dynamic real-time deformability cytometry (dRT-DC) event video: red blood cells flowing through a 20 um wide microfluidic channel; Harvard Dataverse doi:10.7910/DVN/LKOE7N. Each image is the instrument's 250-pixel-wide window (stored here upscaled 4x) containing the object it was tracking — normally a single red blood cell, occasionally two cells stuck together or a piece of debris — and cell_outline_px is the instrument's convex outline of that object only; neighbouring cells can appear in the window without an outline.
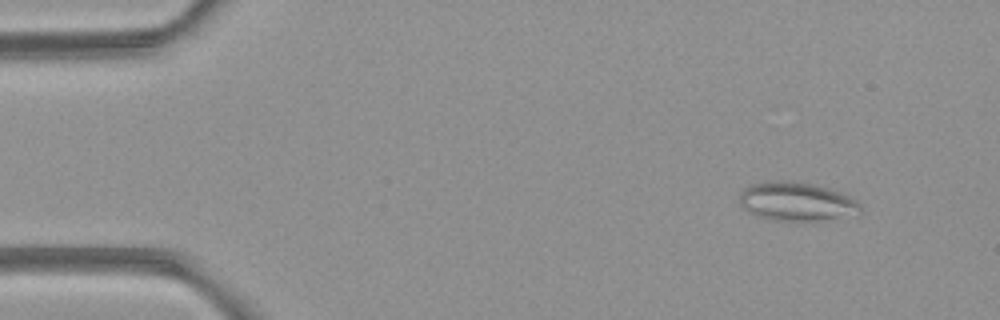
{"species": "common noctule bat (a hibernating species)", "species_latin": "Nyctalus noctula", "temperature_condition": "room temperature", "stored_images_in_passage": 8, "camera_frame_rate_fps": 3000, "um_per_image_px": 0.085, "animal": {"sex": "female", "body_mass_g": 21.9}, "frame": {"image": 1, "passage_image": 1, "time_ms": 0.0, "image_size_px": [1000, 320], "cell_outline_px": [[860, 212], [820, 220], [772, 220], [756, 216], [748, 212], [740, 204], [740, 192], [744, 188], [752, 184], [764, 180], [796, 180], [816, 184], [844, 192], [856, 200], [860, 204]], "centroid_in_image_um": [67.67, 17.08], "position_along_channel_um": 17.3, "area_um2": 27.51}}
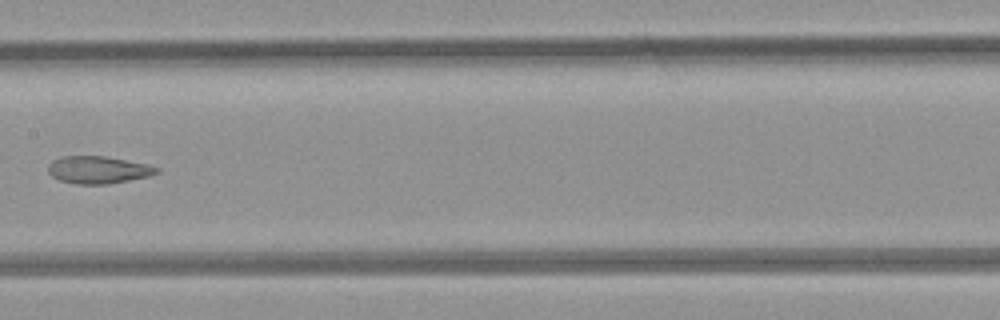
{"frame": {"image": 2, "passage_image": 7, "time_ms": 7.0, "image_size_px": [1000, 320], "cell_outline_px": [[160, 172], [148, 176], [108, 184], [76, 184], [60, 180], [52, 176], [48, 172], [48, 164], [52, 160], [60, 156], [104, 156], [148, 164], [160, 168]], "centroid_in_image_um": [8.33, 14.43], "position_along_channel_um": 199.1, "area_um2": 17.34}}
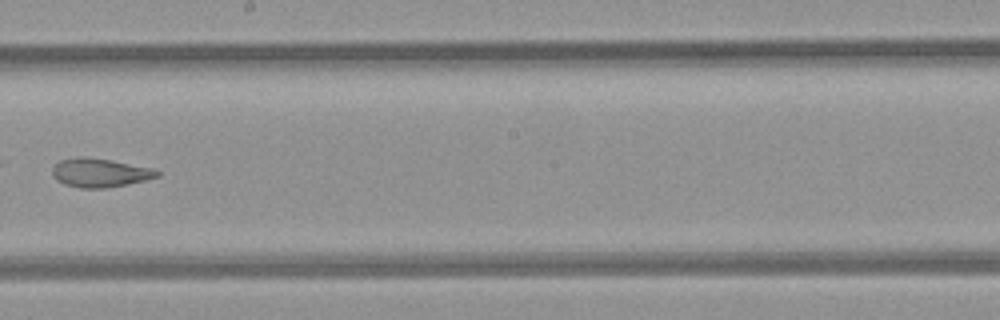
{"frame": {"image": 3, "passage_image": 8, "time_ms": 8.0, "image_size_px": [1000, 320], "cell_outline_px": [[160, 176], [128, 184], [104, 188], [80, 188], [64, 184], [56, 180], [52, 176], [52, 168], [60, 160], [80, 156], [84, 156], [108, 160], [152, 168], [160, 172]], "centroid_in_image_um": [8.45, 14.69], "position_along_channel_um": 239.7, "area_um2": 17.46}}